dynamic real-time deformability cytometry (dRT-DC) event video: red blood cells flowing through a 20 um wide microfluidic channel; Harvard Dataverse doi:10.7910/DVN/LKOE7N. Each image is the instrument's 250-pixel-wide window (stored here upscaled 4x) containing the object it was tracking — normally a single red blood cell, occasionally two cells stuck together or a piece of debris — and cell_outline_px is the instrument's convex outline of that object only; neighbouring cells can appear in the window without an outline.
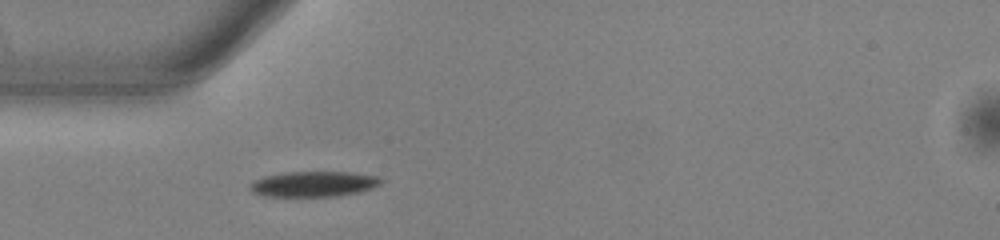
{"species": "common noctule bat (a hibernating species)", "species_latin": "Nyctalus noctula", "temperature_condition": "warm", "stored_images_in_passage": 38, "camera_frame_rate_fps": 3000, "um_per_image_px": 0.085, "animal": {"sex": "male", "body_mass_g": 13.0, "forearm_length_mm": 53.1}, "frame": {"image": 1, "passage_image": 1, "time_ms": 0.0, "image_size_px": [1000, 240], "cell_outline_px": [[384, 180], [380, 184], [372, 188], [360, 192], [340, 196], [268, 196], [252, 192], [248, 188], [248, 184], [252, 180], [264, 176], [284, 172], [348, 172], [376, 176]], "centroid_in_image_um": [26.63, 15.64], "position_along_channel_um": 58.4, "area_um2": 19.54}}
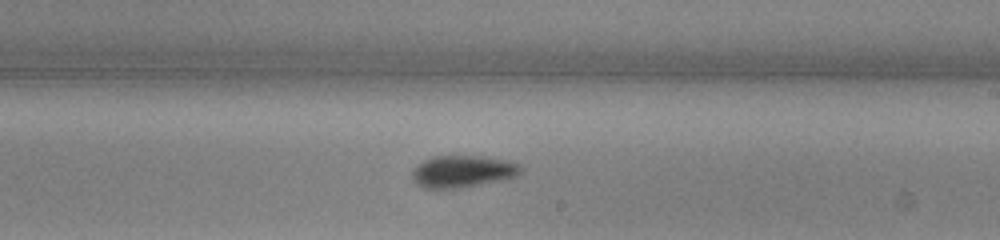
{"frame": {"image": 2, "passage_image": 16, "time_ms": 5.0, "image_size_px": [1000, 240], "cell_outline_px": [[520, 172], [516, 176], [460, 188], [424, 188], [416, 184], [412, 180], [412, 172], [416, 164], [432, 156], [484, 156], [508, 160], [520, 164]], "centroid_in_image_um": [39.27, 14.56], "position_along_channel_um": 249.7, "area_um2": 20.17}}
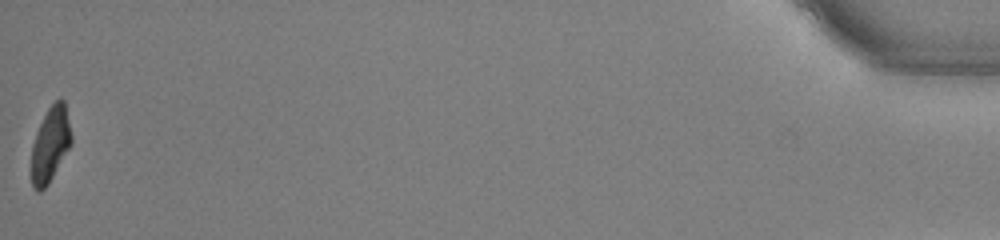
{"frame": {"image": 3, "passage_image": 38, "time_ms": 12.333, "image_size_px": [1000, 240], "cell_outline_px": [[72, 144], [48, 184], [40, 192], [36, 192], [32, 184], [32, 144], [36, 132], [48, 108], [60, 96], [64, 100], [72, 136]], "centroid_in_image_um": [4.29, 12.27], "position_along_channel_um": 430.9, "area_um2": 17.4}, "authors_computed_cell_mechanics": {"area_um2": 19.3919, "velocity_mm_per_s": 3.8914, "shape_relaxation_time_tau1_ms": 2.0725, "shape_relaxation_time_tau2_ms": 5.5122, "deformation_change_tau1": 0.1389, "deformation_change_tau2": 0.094}}